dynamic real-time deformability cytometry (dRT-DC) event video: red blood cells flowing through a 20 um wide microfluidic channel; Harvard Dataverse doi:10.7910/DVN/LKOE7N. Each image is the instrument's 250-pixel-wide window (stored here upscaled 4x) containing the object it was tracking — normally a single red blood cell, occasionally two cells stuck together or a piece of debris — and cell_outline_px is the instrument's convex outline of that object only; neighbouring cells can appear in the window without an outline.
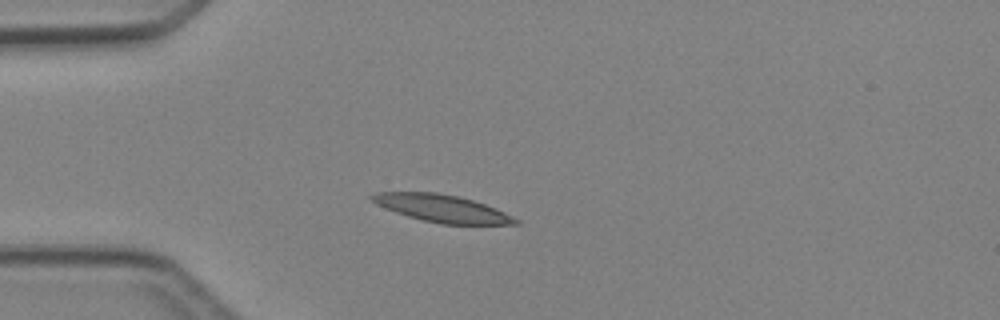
{"species": "Egyptian fruit bat (a non-hibernating species)", "species_latin": "Rousettus aegyptiacus", "temperature_condition": "cold", "stored_images_in_passage": 4, "camera_frame_rate_fps": 3000, "um_per_image_px": 0.085, "animal": {"sex": "female"}, "frame": {"image": 1, "passage_image": 3, "time_ms": 2.333, "image_size_px": [1000, 320], "cell_outline_px": [[520, 224], [440, 224], [408, 216], [396, 212], [376, 204], [368, 196], [376, 192], [436, 192], [460, 196], [496, 208], [520, 220]], "centroid_in_image_um": [37.58, 17.7], "position_along_channel_um": 47.4, "area_um2": 22.77}}